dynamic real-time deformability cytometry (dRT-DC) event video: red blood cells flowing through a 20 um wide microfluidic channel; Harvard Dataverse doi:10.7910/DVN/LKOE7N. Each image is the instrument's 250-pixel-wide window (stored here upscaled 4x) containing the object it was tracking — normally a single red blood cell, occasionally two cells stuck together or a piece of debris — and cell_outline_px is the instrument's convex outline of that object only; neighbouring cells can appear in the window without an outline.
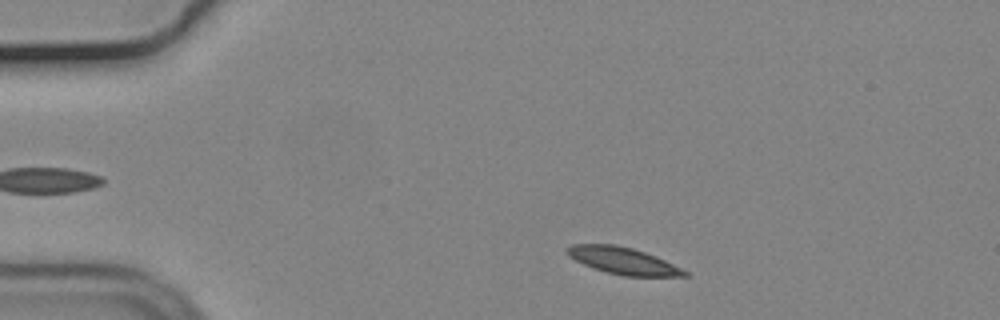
{"species": "common noctule bat (a hibernating species)", "species_latin": "Nyctalus noctula", "temperature_condition": "cold", "stored_images_in_passage": 49, "camera_frame_rate_fps": 3000, "um_per_image_px": 0.085, "animal": {"sex": "male", "body_mass_g": 19.2, "forearm_length_mm": 51.8}, "frame": {"image": 1, "passage_image": 4, "time_ms": 1.0, "image_size_px": [1000, 320], "cell_outline_px": [[692, 276], [624, 276], [592, 268], [568, 256], [564, 248], [572, 244], [616, 244], [632, 248], [656, 256], [692, 272]], "centroid_in_image_um": [53.0, 22.16], "position_along_channel_um": 32.0, "area_um2": 18.61}}
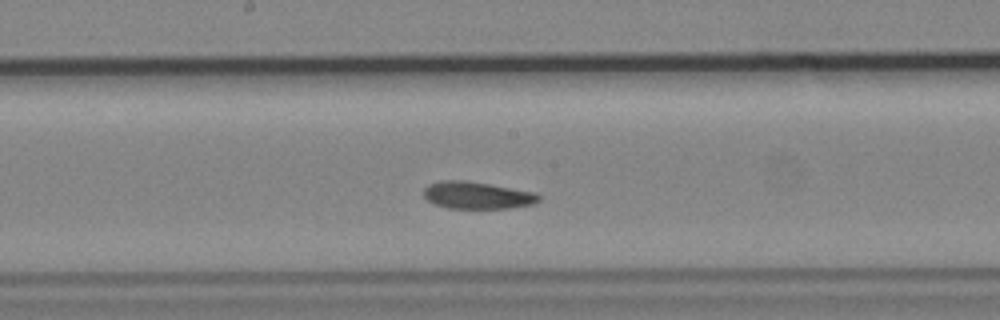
{"frame": {"image": 2, "passage_image": 23, "time_ms": 7.333, "image_size_px": [1000, 320], "cell_outline_px": [[540, 200], [532, 204], [508, 208], [448, 208], [436, 204], [428, 200], [424, 196], [424, 188], [428, 184], [444, 180], [464, 180], [488, 184], [532, 192], [540, 196]], "centroid_in_image_um": [40.52, 16.6], "position_along_channel_um": 207.7, "area_um2": 17.86}}
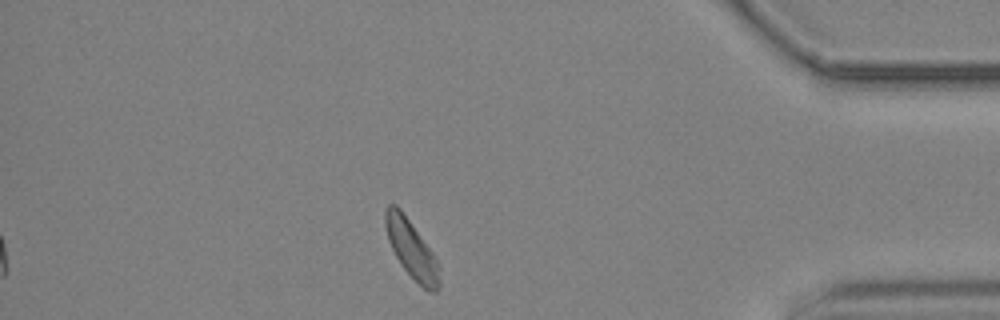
{"frame": {"image": 3, "passage_image": 42, "time_ms": 13.667, "image_size_px": [1000, 320], "cell_outline_px": [[440, 288], [436, 292], [428, 292], [404, 268], [396, 256], [388, 240], [384, 224], [384, 208], [388, 204], [396, 204], [400, 208], [432, 252], [436, 260], [440, 280]], "centroid_in_image_um": [34.95, 21.14], "position_along_channel_um": 400.3, "area_um2": 17.92}, "authors_computed_cell_mechanics": {"area_um2": 18.496, "velocity_mm_per_s": 3.6367, "shape_relaxation_time_tau1_ms": 5.139, "shape_relaxation_time_tau2_ms": 10.1241, "deformation_change_tau1": 0.1314, "deformation_change_tau2": 0.1296}}